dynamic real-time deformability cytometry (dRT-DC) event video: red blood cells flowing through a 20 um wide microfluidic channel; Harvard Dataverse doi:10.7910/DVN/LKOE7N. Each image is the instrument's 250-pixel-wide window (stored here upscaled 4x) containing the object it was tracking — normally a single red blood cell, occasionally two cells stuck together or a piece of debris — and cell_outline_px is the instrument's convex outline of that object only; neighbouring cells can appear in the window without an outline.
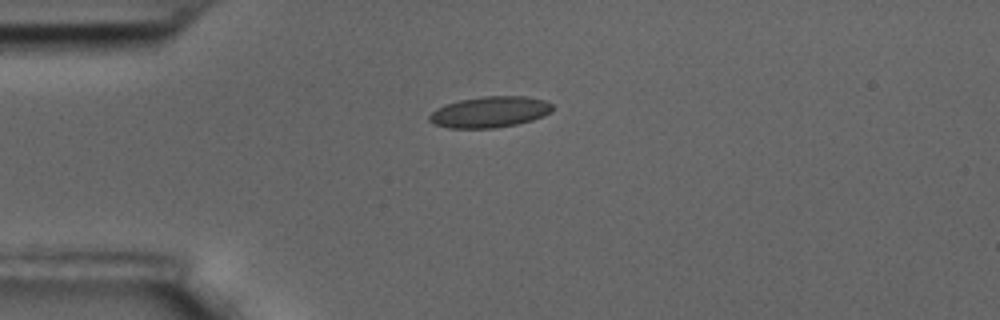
{"species": "common noctule bat (a hibernating species)", "species_latin": "Nyctalus noctula", "temperature_condition": "room temperature", "stored_images_in_passage": 44, "camera_frame_rate_fps": 3000, "um_per_image_px": 0.085, "animal": {"sex": "male", "body_mass_g": 17.5, "forearm_length_mm": 52.3}, "frame": {"image": 1, "passage_image": 1, "time_ms": 0.0, "image_size_px": [1000, 320], "cell_outline_px": [[552, 112], [532, 120], [516, 124], [496, 128], [448, 128], [436, 124], [428, 120], [428, 116], [436, 108], [444, 104], [460, 100], [484, 96], [528, 96], [544, 100], [552, 104]], "centroid_in_image_um": [41.62, 9.51], "position_along_channel_um": 43.4, "area_um2": 22.31}}
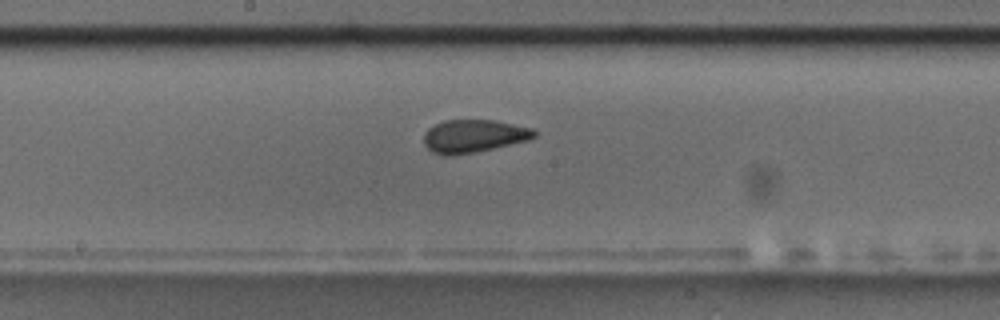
{"frame": {"image": 2, "passage_image": 17, "time_ms": 5.333, "image_size_px": [1000, 320], "cell_outline_px": [[536, 136], [528, 140], [476, 152], [452, 156], [444, 156], [432, 152], [424, 144], [424, 132], [428, 128], [444, 120], [496, 120], [532, 128], [536, 132]], "centroid_in_image_um": [40.24, 11.57], "position_along_channel_um": 208.0, "area_um2": 21.27}}
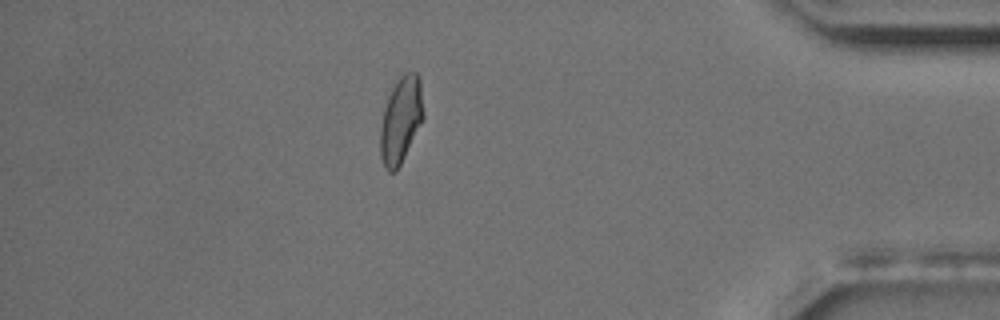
{"frame": {"image": 3, "passage_image": 37, "time_ms": 12.0, "image_size_px": [1000, 320], "cell_outline_px": [[424, 116], [396, 172], [388, 172], [384, 168], [380, 156], [380, 128], [384, 108], [388, 96], [392, 88], [400, 76], [404, 72], [416, 72], [420, 76]], "centroid_in_image_um": [34.06, 10.18], "position_along_channel_um": 401.1, "area_um2": 21.62}, "authors_computed_cell_mechanics": {"area_um2": 21.4727, "velocity_mm_per_s": 3.485, "shape_relaxation_time_tau1_ms": null, "shape_relaxation_time_tau2_ms": 1.0786, "deformation_change_tau1": null, "deformation_change_tau2": 0.0545}}